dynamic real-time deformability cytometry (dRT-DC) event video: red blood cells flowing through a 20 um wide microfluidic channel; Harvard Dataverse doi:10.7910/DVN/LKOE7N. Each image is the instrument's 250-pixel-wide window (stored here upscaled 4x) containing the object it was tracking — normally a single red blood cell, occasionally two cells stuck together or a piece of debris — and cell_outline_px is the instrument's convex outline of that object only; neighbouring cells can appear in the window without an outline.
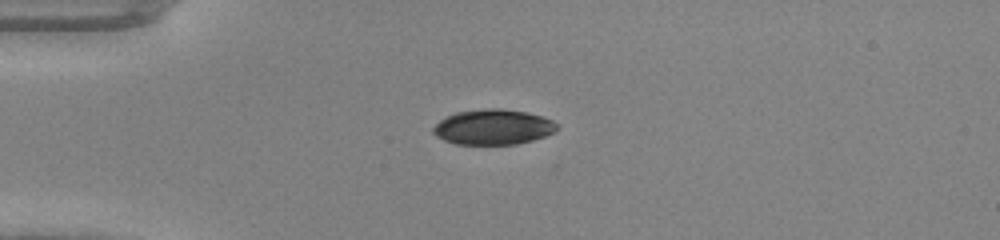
{"species": "common noctule bat (a hibernating species)", "species_latin": "Nyctalus noctula", "temperature_condition": "warm", "stored_images_in_passage": 37, "camera_frame_rate_fps": 3000, "um_per_image_px": 0.085, "animal": {"sex": "male", "body_mass_g": 20.0, "forearm_length_mm": 53.3}, "frame": {"image": 1, "passage_image": 1, "time_ms": 0.0, "image_size_px": [1000, 240], "cell_outline_px": [[560, 128], [556, 132], [532, 140], [516, 144], [456, 144], [444, 140], [436, 136], [432, 132], [432, 128], [440, 120], [456, 112], [488, 108], [496, 108], [528, 112], [552, 120], [560, 124]], "centroid_in_image_um": [41.95, 10.8], "position_along_channel_um": 43.1, "area_um2": 25.49}}
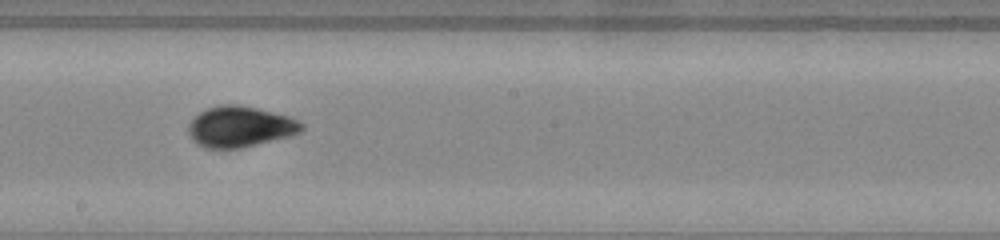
{"frame": {"image": 2, "passage_image": 16, "time_ms": 5.0, "image_size_px": [1000, 240], "cell_outline_px": [[304, 128], [300, 132], [288, 136], [240, 148], [204, 148], [196, 144], [192, 140], [188, 132], [188, 124], [200, 112], [208, 108], [220, 104], [236, 104], [256, 108], [288, 116], [300, 120], [304, 124]], "centroid_in_image_um": [20.39, 10.77], "position_along_channel_um": 227.8, "area_um2": 26.82}}
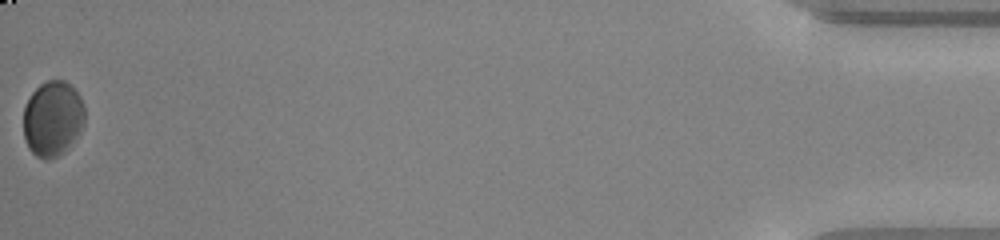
{"frame": {"image": 3, "passage_image": 37, "time_ms": 12.0, "image_size_px": [1000, 240], "cell_outline_px": [[84, 124], [80, 132], [68, 148], [60, 156], [52, 160], [44, 160], [36, 156], [28, 148], [24, 140], [24, 108], [32, 92], [40, 84], [48, 80], [64, 80], [80, 96], [84, 104]], "centroid_in_image_um": [4.47, 10.12], "position_along_channel_um": 430.7, "area_um2": 27.17}}